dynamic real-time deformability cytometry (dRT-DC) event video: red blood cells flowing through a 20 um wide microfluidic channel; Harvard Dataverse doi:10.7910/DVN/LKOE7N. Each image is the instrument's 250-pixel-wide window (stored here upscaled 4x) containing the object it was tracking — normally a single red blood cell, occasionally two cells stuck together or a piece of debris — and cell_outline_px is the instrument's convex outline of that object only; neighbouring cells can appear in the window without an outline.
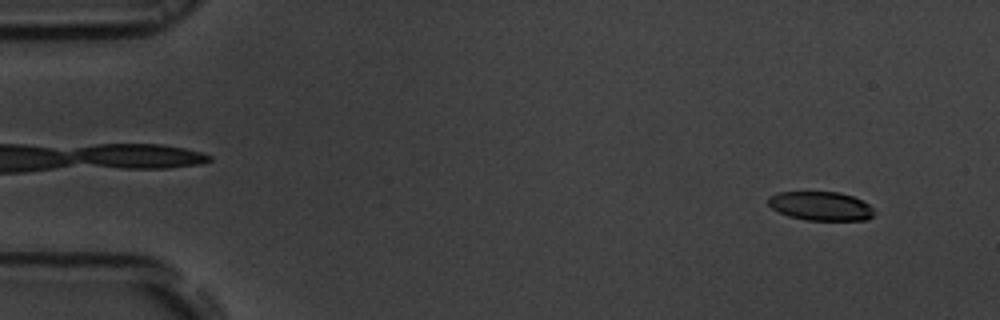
{"species": "common noctule bat (a hibernating species)", "species_latin": "Nyctalus noctula", "temperature_condition": "room temperature", "stored_images_in_passage": 54, "camera_frame_rate_fps": 3000, "um_per_image_px": 0.085, "animal": {"sex": "male", "body_mass_g": 19.5, "forearm_length_mm": 54.6}, "frame": {"image": 1, "passage_image": 4, "time_ms": 1.0, "image_size_px": [1000, 320], "cell_outline_px": [[876, 212], [868, 220], [808, 220], [788, 216], [772, 208], [768, 204], [768, 196], [776, 192], [840, 192], [852, 196], [868, 204]], "centroid_in_image_um": [69.75, 17.51], "position_along_channel_um": 15.2, "area_um2": 17.86}}
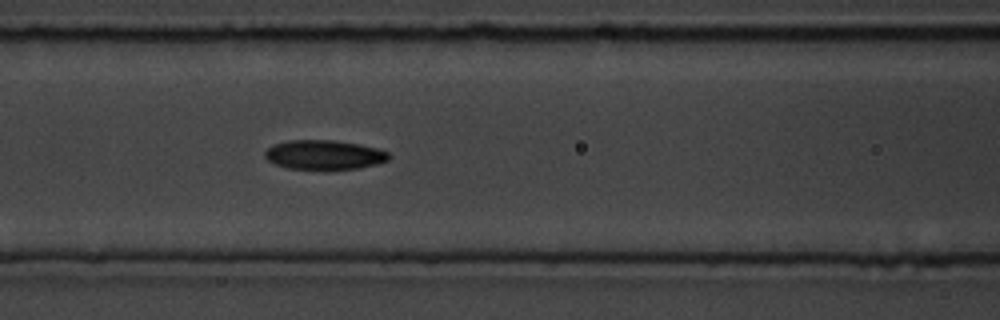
{"frame": {"image": 2, "passage_image": 23, "time_ms": 7.333, "image_size_px": [1000, 320], "cell_outline_px": [[388, 160], [376, 164], [360, 168], [324, 172], [288, 168], [276, 164], [268, 160], [264, 156], [264, 152], [272, 144], [288, 140], [332, 140], [360, 144], [376, 148], [388, 152]], "centroid_in_image_um": [27.52, 13.19], "position_along_channel_um": 139.1, "area_um2": 21.91}}
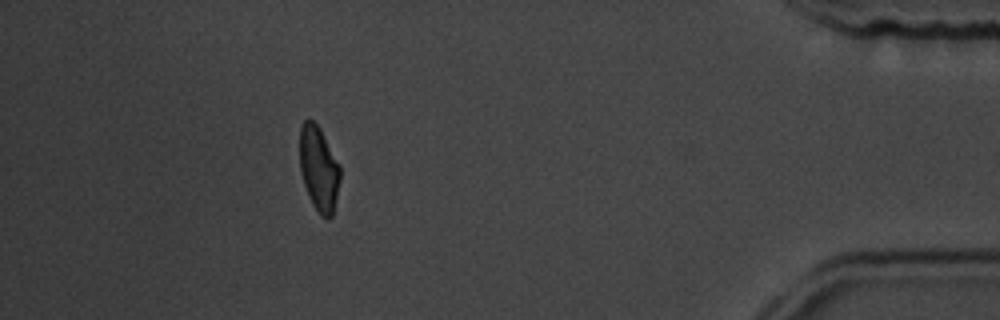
{"frame": {"image": 3, "passage_image": 49, "time_ms": 16.0, "image_size_px": [1000, 320], "cell_outline_px": [[340, 180], [332, 216], [328, 220], [320, 216], [312, 204], [308, 196], [304, 184], [300, 168], [300, 128], [304, 120], [312, 120], [320, 128], [340, 164]], "centroid_in_image_um": [27.11, 14.36], "position_along_channel_um": 408.1, "area_um2": 20.06}, "authors_computed_cell_mechanics": {"area_um2": 20.519, "velocity_mm_per_s": 3.7208, "shape_relaxation_time_tau1_ms": 3.2625, "shape_relaxation_time_tau2_ms": 9.3285, "deformation_change_tau1": 0.1423, "deformation_change_tau2": 0.1583}}